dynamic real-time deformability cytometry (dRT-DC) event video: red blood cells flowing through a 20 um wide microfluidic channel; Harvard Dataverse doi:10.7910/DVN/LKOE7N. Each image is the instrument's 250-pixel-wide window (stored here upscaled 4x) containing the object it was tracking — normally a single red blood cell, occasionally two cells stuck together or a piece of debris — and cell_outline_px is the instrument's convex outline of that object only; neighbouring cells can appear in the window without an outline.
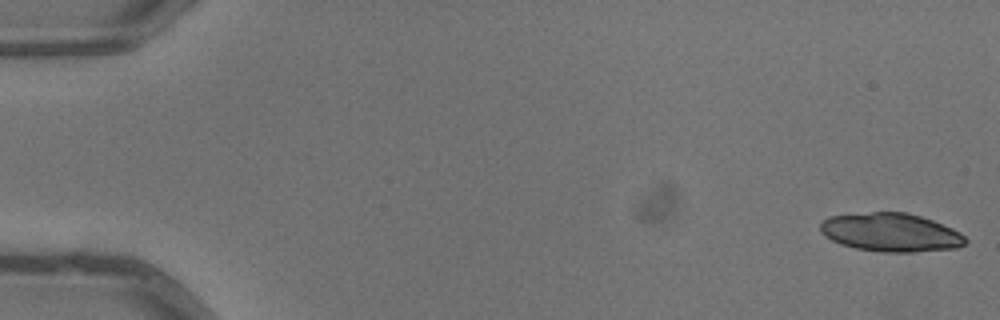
{"species": "common noctule bat (a hibernating species)", "species_latin": "Nyctalus noctula", "temperature_condition": "warm", "stored_images_in_passage": 6, "segment_of_instrument_passage": [1, 2], "camera_frame_rate_fps": 3000, "um_per_image_px": 0.085, "animal": {"sex": "male", "body_mass_g": 13.3}, "frame": {"image": 1, "passage_image": 1, "time_ms": 0.0, "image_size_px": [1000, 320], "cell_outline_px": [[968, 240], [964, 244], [956, 248], [912, 252], [884, 252], [856, 248], [840, 244], [824, 236], [820, 232], [820, 224], [828, 216], [872, 212], [904, 212], [920, 216], [932, 220], [952, 228], [960, 232]], "centroid_in_image_um": [75.71, 19.75], "position_along_channel_um": 9.3, "area_um2": 32.48}}